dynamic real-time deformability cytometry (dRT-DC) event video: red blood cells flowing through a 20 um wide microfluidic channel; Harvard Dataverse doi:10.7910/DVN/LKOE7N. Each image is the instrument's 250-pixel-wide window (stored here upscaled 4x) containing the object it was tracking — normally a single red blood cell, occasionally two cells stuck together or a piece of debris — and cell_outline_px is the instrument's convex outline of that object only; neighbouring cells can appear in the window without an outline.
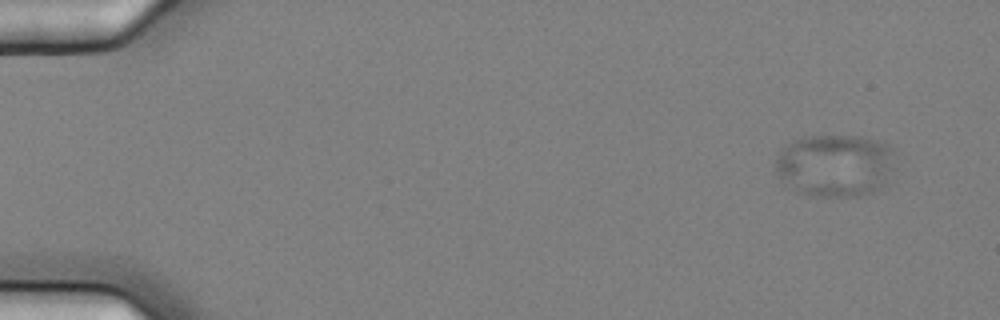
{"species": "common noctule bat (a hibernating species)", "species_latin": "Nyctalus noctula", "temperature_condition": "cold", "stored_images_in_passage": 4, "camera_frame_rate_fps": 3000, "um_per_image_px": 0.085, "animal": {"sex": "female", "body_mass_g": 25.1}, "frame": {"image": 1, "passage_image": 1, "time_ms": 0.0, "image_size_px": [1000, 320], "cell_outline_px": [[896, 168], [888, 188], [880, 192], [860, 196], [808, 196], [796, 192], [788, 188], [784, 184], [776, 172], [776, 160], [780, 148], [796, 136], [860, 136], [876, 140], [896, 148]], "centroid_in_image_um": [71.07, 14.08], "position_along_channel_um": 13.9, "area_um2": 45.89}}
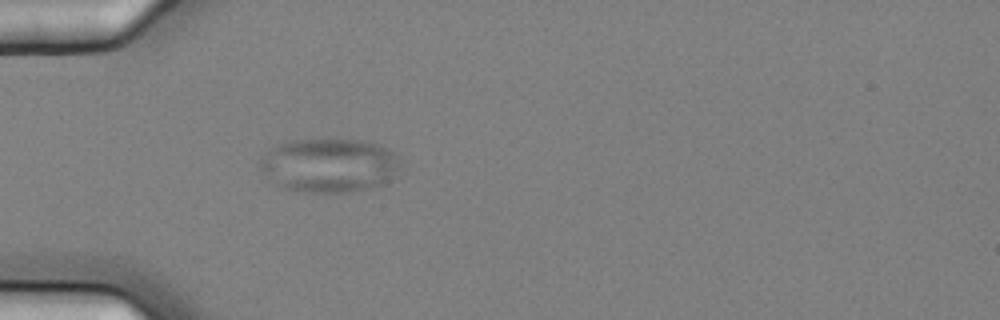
{"frame": {"image": 2, "passage_image": 4, "time_ms": 1.0, "image_size_px": [1000, 320], "cell_outline_px": [[400, 164], [392, 180], [384, 184], [372, 188], [348, 192], [304, 192], [284, 188], [276, 184], [260, 168], [260, 160], [272, 148], [288, 140], [364, 140], [380, 144], [388, 148], [400, 156]], "centroid_in_image_um": [28.06, 14.05], "position_along_channel_um": 56.9, "area_um2": 44.22}}